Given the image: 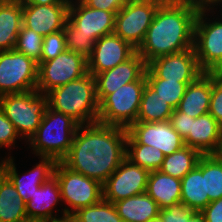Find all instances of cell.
Wrapping results in <instances>:
<instances>
[{
    "label": "cell",
    "mask_w": 222,
    "mask_h": 222,
    "mask_svg": "<svg viewBox=\"0 0 222 222\" xmlns=\"http://www.w3.org/2000/svg\"><path fill=\"white\" fill-rule=\"evenodd\" d=\"M48 222H75L74 219L71 216H66L60 219H54L52 221H48Z\"/></svg>",
    "instance_id": "cell-48"
},
{
    "label": "cell",
    "mask_w": 222,
    "mask_h": 222,
    "mask_svg": "<svg viewBox=\"0 0 222 222\" xmlns=\"http://www.w3.org/2000/svg\"><path fill=\"white\" fill-rule=\"evenodd\" d=\"M201 213L206 222H222V198L210 202Z\"/></svg>",
    "instance_id": "cell-42"
},
{
    "label": "cell",
    "mask_w": 222,
    "mask_h": 222,
    "mask_svg": "<svg viewBox=\"0 0 222 222\" xmlns=\"http://www.w3.org/2000/svg\"><path fill=\"white\" fill-rule=\"evenodd\" d=\"M43 39V36L37 34L32 29L22 26L14 49L39 64L41 62Z\"/></svg>",
    "instance_id": "cell-34"
},
{
    "label": "cell",
    "mask_w": 222,
    "mask_h": 222,
    "mask_svg": "<svg viewBox=\"0 0 222 222\" xmlns=\"http://www.w3.org/2000/svg\"><path fill=\"white\" fill-rule=\"evenodd\" d=\"M214 155L222 161V130H221V135L219 139V144L217 150L214 152Z\"/></svg>",
    "instance_id": "cell-47"
},
{
    "label": "cell",
    "mask_w": 222,
    "mask_h": 222,
    "mask_svg": "<svg viewBox=\"0 0 222 222\" xmlns=\"http://www.w3.org/2000/svg\"><path fill=\"white\" fill-rule=\"evenodd\" d=\"M217 74L222 76V68L217 72Z\"/></svg>",
    "instance_id": "cell-52"
},
{
    "label": "cell",
    "mask_w": 222,
    "mask_h": 222,
    "mask_svg": "<svg viewBox=\"0 0 222 222\" xmlns=\"http://www.w3.org/2000/svg\"><path fill=\"white\" fill-rule=\"evenodd\" d=\"M146 68L147 64L136 51L129 59L114 68L95 74L99 104L122 85L139 80L145 74Z\"/></svg>",
    "instance_id": "cell-17"
},
{
    "label": "cell",
    "mask_w": 222,
    "mask_h": 222,
    "mask_svg": "<svg viewBox=\"0 0 222 222\" xmlns=\"http://www.w3.org/2000/svg\"><path fill=\"white\" fill-rule=\"evenodd\" d=\"M146 85L145 74L137 81L122 85L100 104L97 121L128 129L137 120L142 94Z\"/></svg>",
    "instance_id": "cell-6"
},
{
    "label": "cell",
    "mask_w": 222,
    "mask_h": 222,
    "mask_svg": "<svg viewBox=\"0 0 222 222\" xmlns=\"http://www.w3.org/2000/svg\"><path fill=\"white\" fill-rule=\"evenodd\" d=\"M22 4L0 0V51L13 50L22 27Z\"/></svg>",
    "instance_id": "cell-24"
},
{
    "label": "cell",
    "mask_w": 222,
    "mask_h": 222,
    "mask_svg": "<svg viewBox=\"0 0 222 222\" xmlns=\"http://www.w3.org/2000/svg\"><path fill=\"white\" fill-rule=\"evenodd\" d=\"M152 1H156V2L165 3V2H168V1H171V0H152Z\"/></svg>",
    "instance_id": "cell-50"
},
{
    "label": "cell",
    "mask_w": 222,
    "mask_h": 222,
    "mask_svg": "<svg viewBox=\"0 0 222 222\" xmlns=\"http://www.w3.org/2000/svg\"><path fill=\"white\" fill-rule=\"evenodd\" d=\"M26 220H28L26 202L6 177L0 184V222H24Z\"/></svg>",
    "instance_id": "cell-27"
},
{
    "label": "cell",
    "mask_w": 222,
    "mask_h": 222,
    "mask_svg": "<svg viewBox=\"0 0 222 222\" xmlns=\"http://www.w3.org/2000/svg\"><path fill=\"white\" fill-rule=\"evenodd\" d=\"M66 49L64 30L50 33L43 39L41 61L54 59Z\"/></svg>",
    "instance_id": "cell-36"
},
{
    "label": "cell",
    "mask_w": 222,
    "mask_h": 222,
    "mask_svg": "<svg viewBox=\"0 0 222 222\" xmlns=\"http://www.w3.org/2000/svg\"><path fill=\"white\" fill-rule=\"evenodd\" d=\"M33 169L19 175L13 156H10L7 167V178L18 191L19 196L28 202L35 191L53 176L56 161L51 157H40ZM21 176V177H20Z\"/></svg>",
    "instance_id": "cell-19"
},
{
    "label": "cell",
    "mask_w": 222,
    "mask_h": 222,
    "mask_svg": "<svg viewBox=\"0 0 222 222\" xmlns=\"http://www.w3.org/2000/svg\"><path fill=\"white\" fill-rule=\"evenodd\" d=\"M64 35L66 48L70 52H75L88 59L93 52L94 42L88 36L75 35L74 25L67 19L64 23Z\"/></svg>",
    "instance_id": "cell-35"
},
{
    "label": "cell",
    "mask_w": 222,
    "mask_h": 222,
    "mask_svg": "<svg viewBox=\"0 0 222 222\" xmlns=\"http://www.w3.org/2000/svg\"><path fill=\"white\" fill-rule=\"evenodd\" d=\"M53 175L60 187L62 203L68 205L61 211L63 217L71 216L80 208L95 205L103 198L99 181L72 171L62 162L56 163Z\"/></svg>",
    "instance_id": "cell-7"
},
{
    "label": "cell",
    "mask_w": 222,
    "mask_h": 222,
    "mask_svg": "<svg viewBox=\"0 0 222 222\" xmlns=\"http://www.w3.org/2000/svg\"><path fill=\"white\" fill-rule=\"evenodd\" d=\"M149 171L125 159L102 184L103 199L118 200L146 192Z\"/></svg>",
    "instance_id": "cell-13"
},
{
    "label": "cell",
    "mask_w": 222,
    "mask_h": 222,
    "mask_svg": "<svg viewBox=\"0 0 222 222\" xmlns=\"http://www.w3.org/2000/svg\"><path fill=\"white\" fill-rule=\"evenodd\" d=\"M71 217L75 222H123L114 203L103 198L95 205L78 209Z\"/></svg>",
    "instance_id": "cell-31"
},
{
    "label": "cell",
    "mask_w": 222,
    "mask_h": 222,
    "mask_svg": "<svg viewBox=\"0 0 222 222\" xmlns=\"http://www.w3.org/2000/svg\"><path fill=\"white\" fill-rule=\"evenodd\" d=\"M193 2L195 3V5L198 7L199 10H208L210 14H212V16L216 14L215 11L217 9V6L222 5V0H194ZM215 6L216 8L214 11Z\"/></svg>",
    "instance_id": "cell-43"
},
{
    "label": "cell",
    "mask_w": 222,
    "mask_h": 222,
    "mask_svg": "<svg viewBox=\"0 0 222 222\" xmlns=\"http://www.w3.org/2000/svg\"><path fill=\"white\" fill-rule=\"evenodd\" d=\"M192 82L168 81L166 79H146V84L152 88L159 96L170 104L174 109L177 108L188 84Z\"/></svg>",
    "instance_id": "cell-33"
},
{
    "label": "cell",
    "mask_w": 222,
    "mask_h": 222,
    "mask_svg": "<svg viewBox=\"0 0 222 222\" xmlns=\"http://www.w3.org/2000/svg\"><path fill=\"white\" fill-rule=\"evenodd\" d=\"M127 131V144L150 145L162 151L165 156L185 146L183 138L173 129L169 120L160 122L136 121Z\"/></svg>",
    "instance_id": "cell-14"
},
{
    "label": "cell",
    "mask_w": 222,
    "mask_h": 222,
    "mask_svg": "<svg viewBox=\"0 0 222 222\" xmlns=\"http://www.w3.org/2000/svg\"><path fill=\"white\" fill-rule=\"evenodd\" d=\"M195 212L180 202L161 209L159 215L163 222H185V219H189Z\"/></svg>",
    "instance_id": "cell-39"
},
{
    "label": "cell",
    "mask_w": 222,
    "mask_h": 222,
    "mask_svg": "<svg viewBox=\"0 0 222 222\" xmlns=\"http://www.w3.org/2000/svg\"><path fill=\"white\" fill-rule=\"evenodd\" d=\"M10 156L8 155V157L2 160L0 162V184L5 180V178L7 177V167H8V162H9Z\"/></svg>",
    "instance_id": "cell-45"
},
{
    "label": "cell",
    "mask_w": 222,
    "mask_h": 222,
    "mask_svg": "<svg viewBox=\"0 0 222 222\" xmlns=\"http://www.w3.org/2000/svg\"><path fill=\"white\" fill-rule=\"evenodd\" d=\"M24 222H43V221H40V220H26V221H24Z\"/></svg>",
    "instance_id": "cell-51"
},
{
    "label": "cell",
    "mask_w": 222,
    "mask_h": 222,
    "mask_svg": "<svg viewBox=\"0 0 222 222\" xmlns=\"http://www.w3.org/2000/svg\"><path fill=\"white\" fill-rule=\"evenodd\" d=\"M212 93V73L204 72L194 82L188 84L177 110L193 118L209 112Z\"/></svg>",
    "instance_id": "cell-22"
},
{
    "label": "cell",
    "mask_w": 222,
    "mask_h": 222,
    "mask_svg": "<svg viewBox=\"0 0 222 222\" xmlns=\"http://www.w3.org/2000/svg\"><path fill=\"white\" fill-rule=\"evenodd\" d=\"M169 122L173 129L183 138V140L190 134L191 116L174 109Z\"/></svg>",
    "instance_id": "cell-40"
},
{
    "label": "cell",
    "mask_w": 222,
    "mask_h": 222,
    "mask_svg": "<svg viewBox=\"0 0 222 222\" xmlns=\"http://www.w3.org/2000/svg\"><path fill=\"white\" fill-rule=\"evenodd\" d=\"M200 156L201 154L196 149L185 145L165 156L159 171L181 180L197 165Z\"/></svg>",
    "instance_id": "cell-29"
},
{
    "label": "cell",
    "mask_w": 222,
    "mask_h": 222,
    "mask_svg": "<svg viewBox=\"0 0 222 222\" xmlns=\"http://www.w3.org/2000/svg\"><path fill=\"white\" fill-rule=\"evenodd\" d=\"M114 205L123 222H148L157 217L160 211L146 192L118 200Z\"/></svg>",
    "instance_id": "cell-25"
},
{
    "label": "cell",
    "mask_w": 222,
    "mask_h": 222,
    "mask_svg": "<svg viewBox=\"0 0 222 222\" xmlns=\"http://www.w3.org/2000/svg\"><path fill=\"white\" fill-rule=\"evenodd\" d=\"M198 11V7L191 0L161 3L143 42L136 50L145 63L193 48L194 25Z\"/></svg>",
    "instance_id": "cell-2"
},
{
    "label": "cell",
    "mask_w": 222,
    "mask_h": 222,
    "mask_svg": "<svg viewBox=\"0 0 222 222\" xmlns=\"http://www.w3.org/2000/svg\"><path fill=\"white\" fill-rule=\"evenodd\" d=\"M59 201L62 202L60 187L56 177L53 175L44 182L35 191L31 199L26 202L27 218L29 220H40L43 222L63 218V215L59 217V214L57 216V212L53 210H56Z\"/></svg>",
    "instance_id": "cell-20"
},
{
    "label": "cell",
    "mask_w": 222,
    "mask_h": 222,
    "mask_svg": "<svg viewBox=\"0 0 222 222\" xmlns=\"http://www.w3.org/2000/svg\"><path fill=\"white\" fill-rule=\"evenodd\" d=\"M174 112V108L162 99L157 92L145 85L140 108L137 115L138 122L167 121Z\"/></svg>",
    "instance_id": "cell-28"
},
{
    "label": "cell",
    "mask_w": 222,
    "mask_h": 222,
    "mask_svg": "<svg viewBox=\"0 0 222 222\" xmlns=\"http://www.w3.org/2000/svg\"><path fill=\"white\" fill-rule=\"evenodd\" d=\"M127 134L124 127L100 122L79 125L67 156L66 167L103 184L126 159Z\"/></svg>",
    "instance_id": "cell-1"
},
{
    "label": "cell",
    "mask_w": 222,
    "mask_h": 222,
    "mask_svg": "<svg viewBox=\"0 0 222 222\" xmlns=\"http://www.w3.org/2000/svg\"><path fill=\"white\" fill-rule=\"evenodd\" d=\"M204 72L200 69L194 47L153 59L147 64L146 79L194 82Z\"/></svg>",
    "instance_id": "cell-12"
},
{
    "label": "cell",
    "mask_w": 222,
    "mask_h": 222,
    "mask_svg": "<svg viewBox=\"0 0 222 222\" xmlns=\"http://www.w3.org/2000/svg\"><path fill=\"white\" fill-rule=\"evenodd\" d=\"M202 174L205 176V196H209V201L222 198V161L214 154L202 155Z\"/></svg>",
    "instance_id": "cell-30"
},
{
    "label": "cell",
    "mask_w": 222,
    "mask_h": 222,
    "mask_svg": "<svg viewBox=\"0 0 222 222\" xmlns=\"http://www.w3.org/2000/svg\"><path fill=\"white\" fill-rule=\"evenodd\" d=\"M135 52L134 47L115 33L105 35L95 42L92 55L87 59L88 72L94 76L112 69Z\"/></svg>",
    "instance_id": "cell-18"
},
{
    "label": "cell",
    "mask_w": 222,
    "mask_h": 222,
    "mask_svg": "<svg viewBox=\"0 0 222 222\" xmlns=\"http://www.w3.org/2000/svg\"><path fill=\"white\" fill-rule=\"evenodd\" d=\"M146 193L157 203L159 209L181 202V180L159 170L150 171Z\"/></svg>",
    "instance_id": "cell-23"
},
{
    "label": "cell",
    "mask_w": 222,
    "mask_h": 222,
    "mask_svg": "<svg viewBox=\"0 0 222 222\" xmlns=\"http://www.w3.org/2000/svg\"><path fill=\"white\" fill-rule=\"evenodd\" d=\"M222 126V77L212 73V93L209 112Z\"/></svg>",
    "instance_id": "cell-37"
},
{
    "label": "cell",
    "mask_w": 222,
    "mask_h": 222,
    "mask_svg": "<svg viewBox=\"0 0 222 222\" xmlns=\"http://www.w3.org/2000/svg\"><path fill=\"white\" fill-rule=\"evenodd\" d=\"M20 138L21 137L12 122L5 116L4 112L0 109V149L3 147H7L10 151L12 147H17L15 146V143L16 140H20Z\"/></svg>",
    "instance_id": "cell-38"
},
{
    "label": "cell",
    "mask_w": 222,
    "mask_h": 222,
    "mask_svg": "<svg viewBox=\"0 0 222 222\" xmlns=\"http://www.w3.org/2000/svg\"><path fill=\"white\" fill-rule=\"evenodd\" d=\"M148 222H163L162 218L160 215H158L157 217L149 220Z\"/></svg>",
    "instance_id": "cell-49"
},
{
    "label": "cell",
    "mask_w": 222,
    "mask_h": 222,
    "mask_svg": "<svg viewBox=\"0 0 222 222\" xmlns=\"http://www.w3.org/2000/svg\"><path fill=\"white\" fill-rule=\"evenodd\" d=\"M90 8L100 9L115 14L127 3L128 0H81Z\"/></svg>",
    "instance_id": "cell-41"
},
{
    "label": "cell",
    "mask_w": 222,
    "mask_h": 222,
    "mask_svg": "<svg viewBox=\"0 0 222 222\" xmlns=\"http://www.w3.org/2000/svg\"><path fill=\"white\" fill-rule=\"evenodd\" d=\"M185 222H206V220L201 212L196 211L189 219H185Z\"/></svg>",
    "instance_id": "cell-46"
},
{
    "label": "cell",
    "mask_w": 222,
    "mask_h": 222,
    "mask_svg": "<svg viewBox=\"0 0 222 222\" xmlns=\"http://www.w3.org/2000/svg\"><path fill=\"white\" fill-rule=\"evenodd\" d=\"M208 13V10L198 11L194 25V49L200 69L217 73L222 68V13L219 14L221 17L218 14V17L213 16L214 21L210 20Z\"/></svg>",
    "instance_id": "cell-8"
},
{
    "label": "cell",
    "mask_w": 222,
    "mask_h": 222,
    "mask_svg": "<svg viewBox=\"0 0 222 222\" xmlns=\"http://www.w3.org/2000/svg\"><path fill=\"white\" fill-rule=\"evenodd\" d=\"M69 4L70 0H61L52 5H22V26L43 37L63 30Z\"/></svg>",
    "instance_id": "cell-16"
},
{
    "label": "cell",
    "mask_w": 222,
    "mask_h": 222,
    "mask_svg": "<svg viewBox=\"0 0 222 222\" xmlns=\"http://www.w3.org/2000/svg\"><path fill=\"white\" fill-rule=\"evenodd\" d=\"M160 4L152 0H128L116 13L114 33L137 50Z\"/></svg>",
    "instance_id": "cell-10"
},
{
    "label": "cell",
    "mask_w": 222,
    "mask_h": 222,
    "mask_svg": "<svg viewBox=\"0 0 222 222\" xmlns=\"http://www.w3.org/2000/svg\"><path fill=\"white\" fill-rule=\"evenodd\" d=\"M47 106V95L37 90L0 96V109L26 143L40 126Z\"/></svg>",
    "instance_id": "cell-5"
},
{
    "label": "cell",
    "mask_w": 222,
    "mask_h": 222,
    "mask_svg": "<svg viewBox=\"0 0 222 222\" xmlns=\"http://www.w3.org/2000/svg\"><path fill=\"white\" fill-rule=\"evenodd\" d=\"M48 107L70 116L79 125L97 122L99 102L95 78L89 72L47 94Z\"/></svg>",
    "instance_id": "cell-3"
},
{
    "label": "cell",
    "mask_w": 222,
    "mask_h": 222,
    "mask_svg": "<svg viewBox=\"0 0 222 222\" xmlns=\"http://www.w3.org/2000/svg\"><path fill=\"white\" fill-rule=\"evenodd\" d=\"M38 63L15 49L0 51V96L36 90Z\"/></svg>",
    "instance_id": "cell-9"
},
{
    "label": "cell",
    "mask_w": 222,
    "mask_h": 222,
    "mask_svg": "<svg viewBox=\"0 0 222 222\" xmlns=\"http://www.w3.org/2000/svg\"><path fill=\"white\" fill-rule=\"evenodd\" d=\"M22 5H52V4H58L61 0H17Z\"/></svg>",
    "instance_id": "cell-44"
},
{
    "label": "cell",
    "mask_w": 222,
    "mask_h": 222,
    "mask_svg": "<svg viewBox=\"0 0 222 222\" xmlns=\"http://www.w3.org/2000/svg\"><path fill=\"white\" fill-rule=\"evenodd\" d=\"M181 202L191 210L198 212H201L210 203L209 196H205L202 155L197 165L181 179Z\"/></svg>",
    "instance_id": "cell-26"
},
{
    "label": "cell",
    "mask_w": 222,
    "mask_h": 222,
    "mask_svg": "<svg viewBox=\"0 0 222 222\" xmlns=\"http://www.w3.org/2000/svg\"><path fill=\"white\" fill-rule=\"evenodd\" d=\"M79 124L70 116L47 106L40 126L29 141L33 154L61 162L68 154ZM31 145V146H30Z\"/></svg>",
    "instance_id": "cell-4"
},
{
    "label": "cell",
    "mask_w": 222,
    "mask_h": 222,
    "mask_svg": "<svg viewBox=\"0 0 222 222\" xmlns=\"http://www.w3.org/2000/svg\"><path fill=\"white\" fill-rule=\"evenodd\" d=\"M126 158L150 171L159 170L165 155L159 149L143 144H127Z\"/></svg>",
    "instance_id": "cell-32"
},
{
    "label": "cell",
    "mask_w": 222,
    "mask_h": 222,
    "mask_svg": "<svg viewBox=\"0 0 222 222\" xmlns=\"http://www.w3.org/2000/svg\"><path fill=\"white\" fill-rule=\"evenodd\" d=\"M222 126L210 114L191 117L190 134L184 144L196 149L201 155L214 154L218 148Z\"/></svg>",
    "instance_id": "cell-21"
},
{
    "label": "cell",
    "mask_w": 222,
    "mask_h": 222,
    "mask_svg": "<svg viewBox=\"0 0 222 222\" xmlns=\"http://www.w3.org/2000/svg\"><path fill=\"white\" fill-rule=\"evenodd\" d=\"M88 73L87 59L75 52L65 50L56 58L38 64L36 90L47 94L49 91L76 80Z\"/></svg>",
    "instance_id": "cell-11"
},
{
    "label": "cell",
    "mask_w": 222,
    "mask_h": 222,
    "mask_svg": "<svg viewBox=\"0 0 222 222\" xmlns=\"http://www.w3.org/2000/svg\"><path fill=\"white\" fill-rule=\"evenodd\" d=\"M115 16L114 12L90 8L81 0H70L68 20L74 25V34L88 36L94 43L114 33Z\"/></svg>",
    "instance_id": "cell-15"
}]
</instances>
